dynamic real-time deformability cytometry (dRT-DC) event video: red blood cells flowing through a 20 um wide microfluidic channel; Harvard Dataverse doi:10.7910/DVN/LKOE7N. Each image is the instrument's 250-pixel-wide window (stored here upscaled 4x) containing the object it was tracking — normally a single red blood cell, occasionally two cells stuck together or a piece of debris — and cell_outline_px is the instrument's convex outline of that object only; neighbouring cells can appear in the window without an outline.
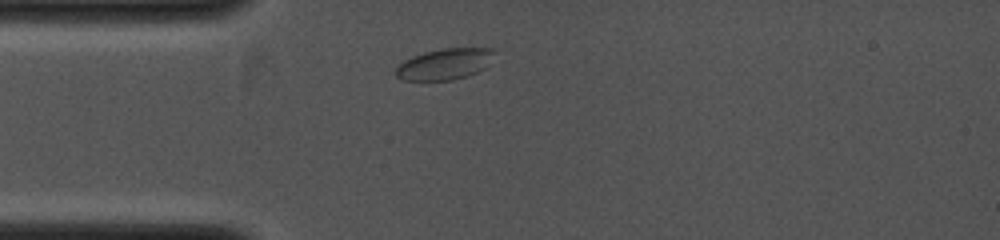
{"species": "common noctule bat (a hibernating species)", "species_latin": "Nyctalus noctula", "temperature_condition": "cold", "stored_images_in_passage": 3, "camera_frame_rate_fps": 4000, "um_per_image_px": 0.085, "animal": {"sex": "female", "body_mass_g": 19.0, "forearm_length_mm": 53.3}, "frame": {"image": 1, "passage_image": 1, "time_ms": 0.0, "image_size_px": [1000, 240], "cell_outline_px": [[496, 52], [484, 68], [468, 76], [452, 80], [400, 80], [396, 76], [396, 68], [404, 60], [412, 56], [424, 52], [440, 48], [492, 48]], "centroid_in_image_um": [37.78, 5.44], "position_along_channel_um": 47.2, "area_um2": 17.86}}
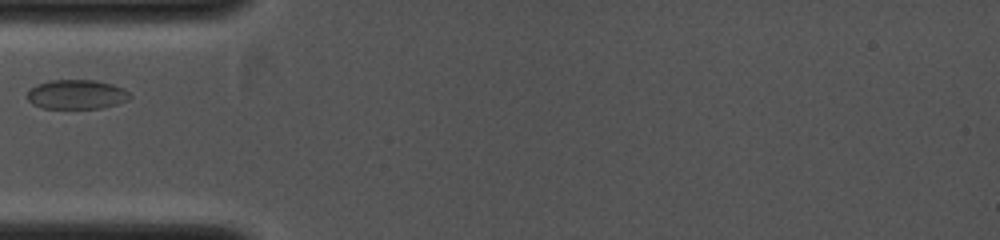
{"frame": {"image": 2, "passage_image": 2, "time_ms": 0.75, "image_size_px": [1000, 240], "cell_outline_px": [[132, 96], [128, 100], [116, 104], [100, 108], [40, 108], [32, 104], [28, 100], [28, 92], [36, 84], [52, 80], [96, 80], [112, 84], [124, 88]], "centroid_in_image_um": [6.52, 8.02], "position_along_channel_um": 78.5, "area_um2": 17.57}}
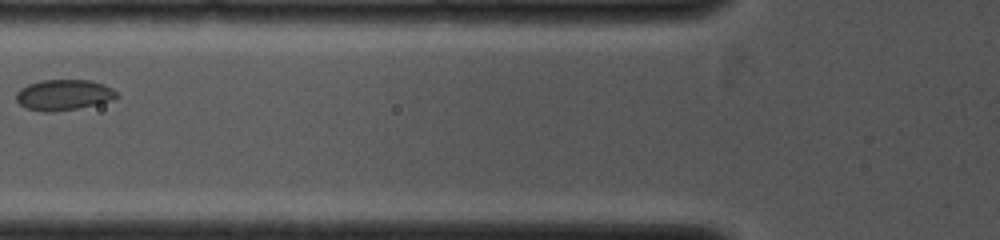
{"frame": {"image": 3, "passage_image": 3, "time_ms": 1.5, "image_size_px": [1000, 240], "cell_outline_px": [[120, 96], [112, 100], [96, 104], [76, 108], [52, 112], [44, 112], [24, 108], [16, 100], [16, 92], [20, 88], [28, 84], [40, 80], [92, 80], [104, 84], [112, 88]], "centroid_in_image_um": [5.4, 8.06], "position_along_channel_um": 120.4, "area_um2": 18.09}}